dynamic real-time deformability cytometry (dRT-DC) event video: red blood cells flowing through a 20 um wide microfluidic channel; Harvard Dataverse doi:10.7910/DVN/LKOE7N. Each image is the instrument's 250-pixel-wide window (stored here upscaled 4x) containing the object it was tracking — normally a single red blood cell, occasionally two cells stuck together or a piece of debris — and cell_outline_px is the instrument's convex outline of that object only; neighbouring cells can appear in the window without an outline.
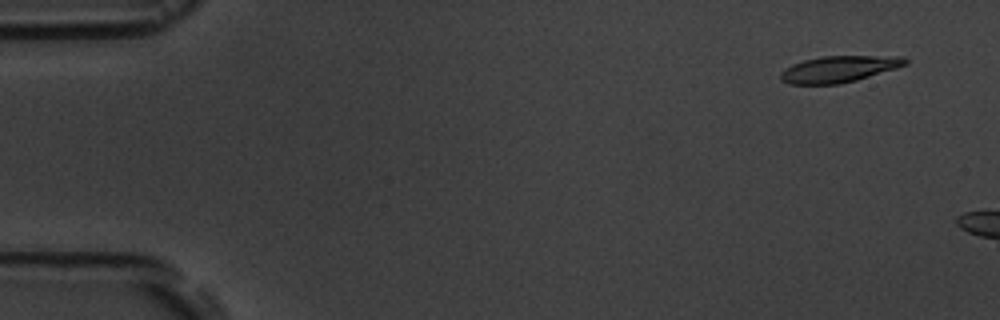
{"species": "common noctule bat (a hibernating species)", "species_latin": "Nyctalus noctula", "temperature_condition": "room temperature", "stored_images_in_passage": 7, "segment_of_instrument_passage": [2, 2], "camera_frame_rate_fps": 3000, "um_per_image_px": 0.085, "animal": {"sex": "male", "body_mass_g": 19.5, "forearm_length_mm": 54.6}, "frame": {"image": 1, "passage_image": 7, "time_ms": 6.667, "image_size_px": [1000, 320], "cell_outline_px": [[908, 64], [896, 68], [856, 80], [840, 84], [788, 84], [780, 80], [780, 72], [784, 68], [792, 64], [804, 60], [824, 56], [904, 56], [908, 60]], "centroid_in_image_um": [71.29, 5.87], "position_along_channel_um": 13.7, "area_um2": 19.25}}